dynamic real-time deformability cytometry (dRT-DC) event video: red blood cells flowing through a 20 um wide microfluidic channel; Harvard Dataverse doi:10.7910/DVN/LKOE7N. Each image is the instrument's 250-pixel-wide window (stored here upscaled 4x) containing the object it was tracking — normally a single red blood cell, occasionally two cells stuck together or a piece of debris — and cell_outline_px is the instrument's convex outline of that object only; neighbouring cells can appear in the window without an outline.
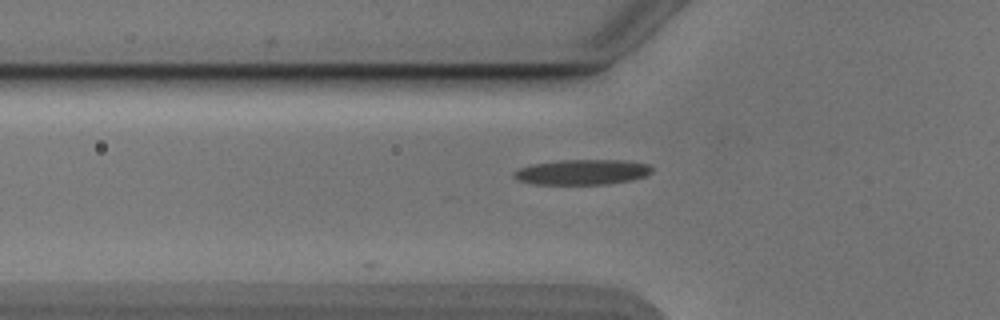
{"species": "Egyptian fruit bat (a non-hibernating species)", "species_latin": "Rousettus aegyptiacus", "temperature_condition": "cold", "stored_images_in_passage": 5, "camera_frame_rate_fps": 3000, "um_per_image_px": 0.085, "animal": {"sex": "male"}, "frame": {"image": 1, "passage_image": 3, "time_ms": 0.667, "image_size_px": [1000, 320], "cell_outline_px": [[652, 172], [644, 176], [632, 180], [608, 184], [532, 184], [516, 180], [512, 176], [512, 172], [516, 168], [532, 164], [556, 160], [628, 160], [648, 164], [652, 168]], "centroid_in_image_um": [49.43, 14.62], "position_along_channel_um": 76.4, "area_um2": 20.63}}